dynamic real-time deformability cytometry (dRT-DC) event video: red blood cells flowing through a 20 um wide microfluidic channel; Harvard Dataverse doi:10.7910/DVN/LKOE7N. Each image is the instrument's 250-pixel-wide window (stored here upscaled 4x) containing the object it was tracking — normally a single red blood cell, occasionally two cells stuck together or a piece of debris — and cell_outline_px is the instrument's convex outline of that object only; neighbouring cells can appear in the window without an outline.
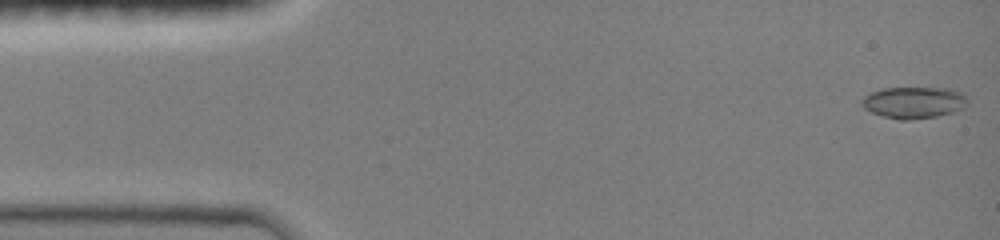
{"species": "common noctule bat (a hibernating species)", "species_latin": "Nyctalus noctula", "temperature_condition": "room temperature", "stored_images_in_passage": 47, "camera_frame_rate_fps": 3000, "um_per_image_px": 0.085, "animal": {"sex": "female", "body_mass_g": 19.0, "forearm_length_mm": 51.5}, "frame": {"image": 1, "passage_image": 1, "time_ms": 0.0, "image_size_px": [1000, 240], "cell_outline_px": [[968, 104], [964, 108], [952, 112], [936, 116], [908, 120], [900, 120], [884, 116], [872, 112], [864, 108], [860, 104], [860, 100], [864, 96], [872, 92], [884, 88], [948, 88], [960, 92], [968, 100]], "centroid_in_image_um": [77.66, 8.71], "position_along_channel_um": 7.3, "area_um2": 19.42}}
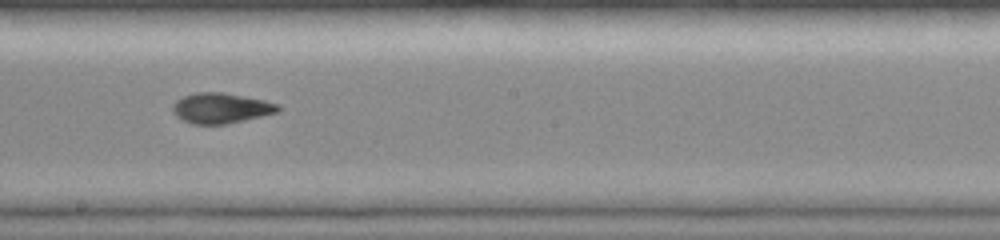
{"frame": {"image": 2, "passage_image": 26, "time_ms": 8.333, "image_size_px": [1000, 240], "cell_outline_px": [[280, 112], [228, 124], [192, 124], [176, 116], [172, 112], [172, 104], [176, 100], [184, 96], [196, 92], [224, 92], [264, 100], [280, 104]], "centroid_in_image_um": [18.8, 9.19], "position_along_channel_um": 229.4, "area_um2": 18.84}}
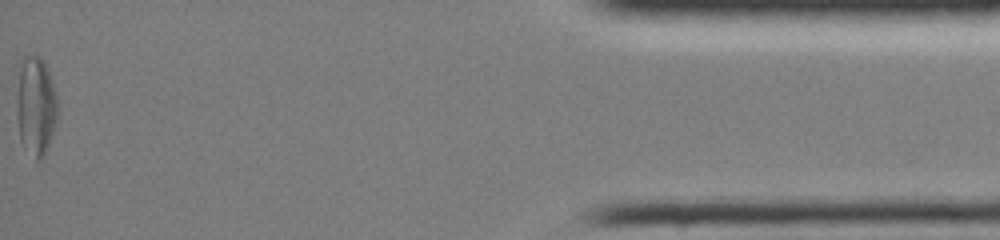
{"frame": {"image": 3, "passage_image": 47, "time_ms": 15.333, "image_size_px": [1000, 240], "cell_outline_px": [[56, 120], [48, 148], [44, 156], [40, 160], [36, 160], [20, 140], [16, 108], [16, 100], [20, 56], [40, 56], [44, 60], [56, 96]], "centroid_in_image_um": [3.01, 8.97], "position_along_channel_um": 432.2, "area_um2": 23.47}, "authors_computed_cell_mechanics": {"area_um2": 19.0162, "velocity_mm_per_s": 4.0784, "shape_relaxation_time_tau1_ms": 4.4127, "shape_relaxation_time_tau2_ms": 2.7309, "deformation_change_tau1": 0.162, "deformation_change_tau2": 0.0889}}